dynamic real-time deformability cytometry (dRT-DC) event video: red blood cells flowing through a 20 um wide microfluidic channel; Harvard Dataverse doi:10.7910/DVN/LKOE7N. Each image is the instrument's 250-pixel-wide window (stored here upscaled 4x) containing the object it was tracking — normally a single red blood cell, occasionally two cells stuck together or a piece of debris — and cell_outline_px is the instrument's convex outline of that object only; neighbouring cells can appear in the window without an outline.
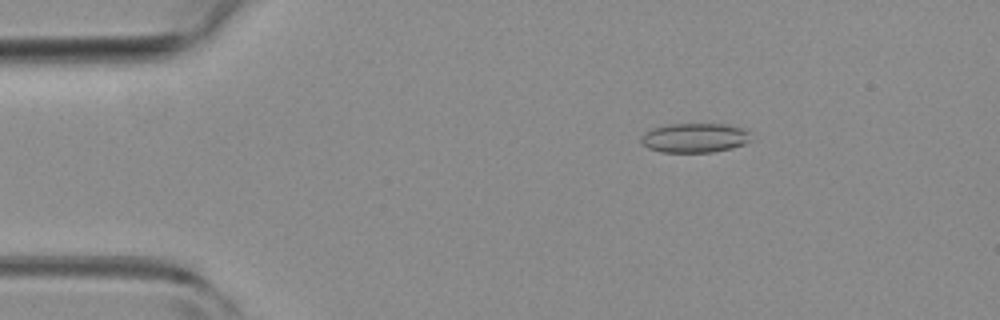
{"species": "common noctule bat (a hibernating species)", "species_latin": "Nyctalus noctula", "temperature_condition": "room temperature", "stored_images_in_passage": 51, "camera_frame_rate_fps": 3000, "um_per_image_px": 0.085, "animal": {"sex": "female", "body_mass_g": 19.3, "forearm_length_mm": 54.1}, "frame": {"image": 1, "passage_image": 8, "time_ms": 2.333, "image_size_px": [1000, 320], "cell_outline_px": [[748, 140], [744, 144], [732, 148], [712, 152], [660, 152], [648, 148], [640, 140], [640, 136], [644, 132], [652, 128], [672, 124], [724, 124], [748, 128]], "centroid_in_image_um": [59.03, 11.71], "position_along_channel_um": 26.0, "area_um2": 18.84}}
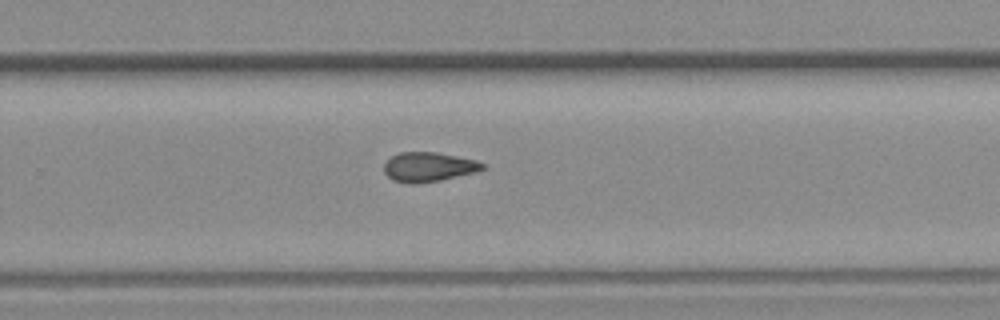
{"frame": {"image": 2, "passage_image": 33, "time_ms": 10.667, "image_size_px": [1000, 320], "cell_outline_px": [[484, 168], [476, 172], [440, 180], [416, 184], [408, 184], [392, 180], [384, 172], [384, 164], [392, 156], [400, 152], [436, 152], [476, 160], [484, 164]], "centroid_in_image_um": [36.4, 14.2], "position_along_channel_um": 293.4, "area_um2": 16.88}}
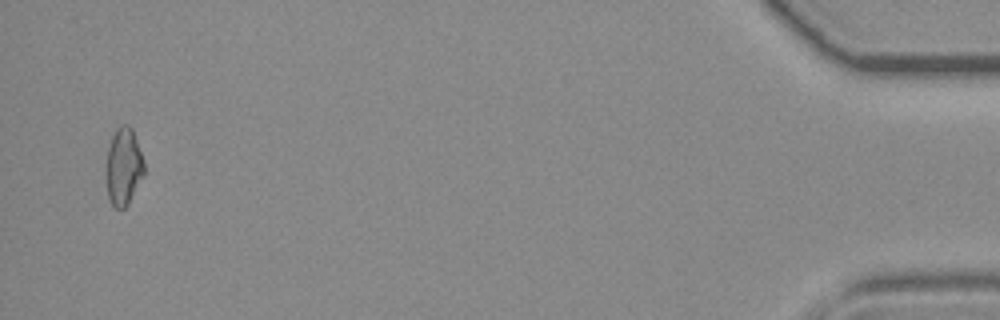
{"frame": {"image": 3, "passage_image": 50, "time_ms": 16.333, "image_size_px": [1000, 320], "cell_outline_px": [[144, 172], [128, 204], [124, 208], [116, 208], [112, 204], [108, 196], [108, 148], [112, 136], [116, 128], [124, 124], [128, 124], [132, 128], [144, 160]], "centroid_in_image_um": [10.53, 14.12], "position_along_channel_um": 424.7, "area_um2": 16.53}, "authors_computed_cell_mechanics": {"area_um2": 17.2244, "velocity_mm_per_s": 3.96, "shape_relaxation_time_tau1_ms": null, "shape_relaxation_time_tau2_ms": 9.4066, "deformation_change_tau1": null, "deformation_change_tau2": 0.1877}}